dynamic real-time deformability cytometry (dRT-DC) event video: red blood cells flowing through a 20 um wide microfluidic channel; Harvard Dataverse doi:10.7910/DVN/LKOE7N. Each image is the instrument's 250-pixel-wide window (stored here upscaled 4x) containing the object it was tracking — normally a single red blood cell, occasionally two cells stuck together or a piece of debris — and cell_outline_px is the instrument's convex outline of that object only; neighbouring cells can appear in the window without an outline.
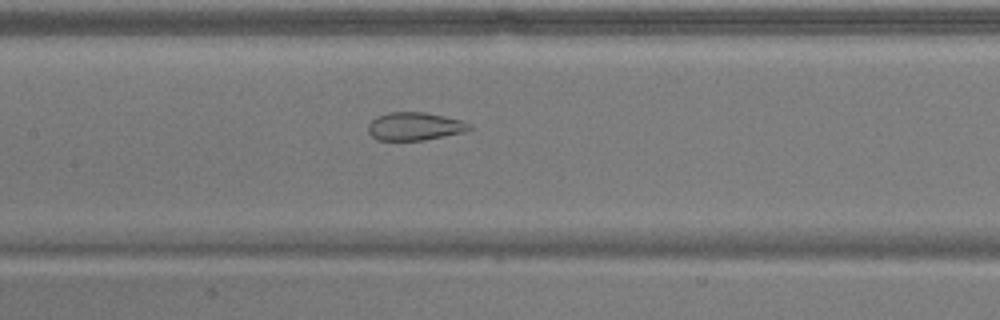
{"species": "common noctule bat (a hibernating species)", "species_latin": "Nyctalus noctula", "temperature_condition": "warm", "stored_images_in_passage": 46, "camera_frame_rate_fps": 3000, "um_per_image_px": 0.085, "animal": {"sex": "male", "body_mass_g": 17.9}, "frame": {"image": 1, "passage_image": 17, "time_ms": 5.333, "image_size_px": [1000, 320], "cell_outline_px": [[472, 128], [464, 132], [424, 140], [376, 140], [368, 132], [368, 124], [376, 116], [388, 112], [424, 112], [444, 116], [460, 120], [472, 124]], "centroid_in_image_um": [35.24, 10.73], "position_along_channel_um": 172.2, "area_um2": 16.59}}
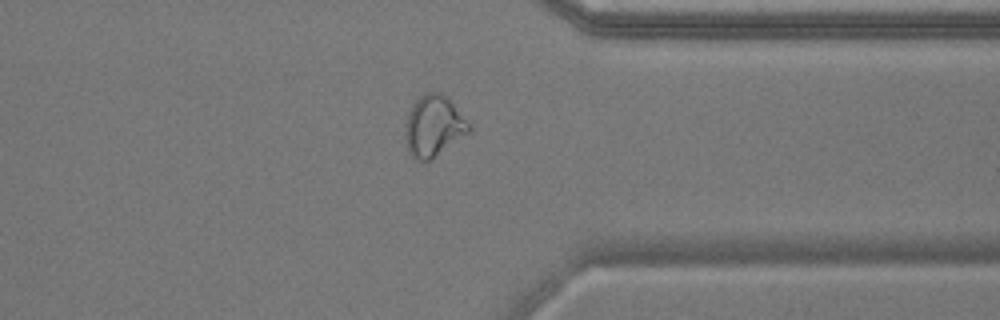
{"frame": {"image": 2, "passage_image": 34, "time_ms": 11.0, "image_size_px": [1000, 320], "cell_outline_px": [[472, 128], [468, 132], [432, 160], [420, 160], [412, 156], [408, 152], [404, 136], [404, 124], [408, 112], [412, 104], [424, 92], [440, 92], [448, 96]], "centroid_in_image_um": [36.82, 10.69], "position_along_channel_um": 374.6, "area_um2": 22.83}}
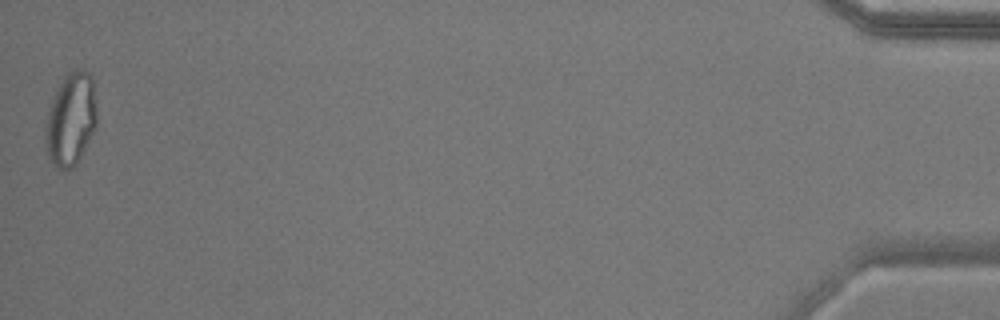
{"frame": {"image": 3, "passage_image": 46, "time_ms": 15.0, "image_size_px": [1000, 320], "cell_outline_px": [[96, 128], [76, 164], [72, 168], [60, 168], [52, 164], [48, 156], [44, 144], [44, 132], [48, 112], [52, 100], [64, 76], [68, 72], [76, 68], [80, 68], [88, 72], [92, 76], [96, 104]], "centroid_in_image_um": [6.02, 10.13], "position_along_channel_um": 429.2, "area_um2": 27.86}, "authors_computed_cell_mechanics": {"area_um2": 22.3397, "velocity_mm_per_s": 3.6655, "shape_relaxation_time_tau1_ms": null, "shape_relaxation_time_tau2_ms": 1.1001, "deformation_change_tau1": null, "deformation_change_tau2": 0.0855}}